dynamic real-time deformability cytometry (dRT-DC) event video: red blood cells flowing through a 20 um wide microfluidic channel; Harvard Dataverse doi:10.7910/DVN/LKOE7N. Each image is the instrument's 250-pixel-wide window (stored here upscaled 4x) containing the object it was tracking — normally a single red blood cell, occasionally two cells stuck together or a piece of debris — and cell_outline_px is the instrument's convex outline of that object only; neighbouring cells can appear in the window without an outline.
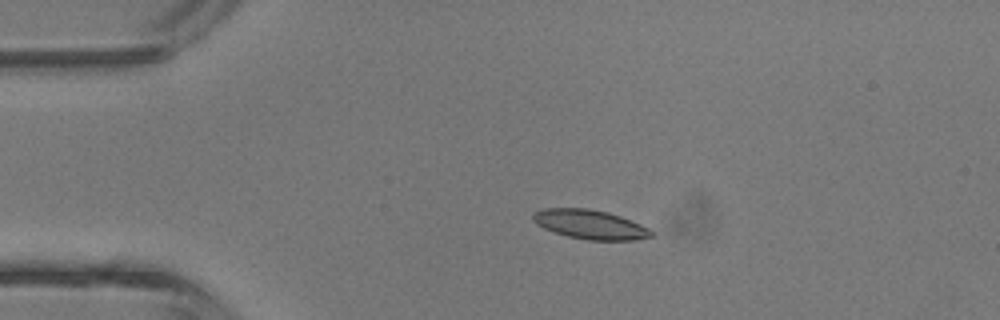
{"species": "common noctule bat (a hibernating species)", "species_latin": "Nyctalus noctula", "temperature_condition": "room temperature", "stored_images_in_passage": 3, "camera_frame_rate_fps": 3000, "um_per_image_px": 0.085, "animal": {"sex": "male", "body_mass_g": 13.3}, "frame": {"image": 1, "passage_image": 2, "time_ms": 1.0, "image_size_px": [1000, 320], "cell_outline_px": [[652, 236], [636, 240], [588, 240], [568, 236], [544, 228], [536, 224], [532, 220], [532, 212], [544, 208], [588, 208], [608, 212], [620, 216], [640, 224], [648, 228], [652, 232]], "centroid_in_image_um": [50.12, 19.07], "position_along_channel_um": 34.9, "area_um2": 20.11}}